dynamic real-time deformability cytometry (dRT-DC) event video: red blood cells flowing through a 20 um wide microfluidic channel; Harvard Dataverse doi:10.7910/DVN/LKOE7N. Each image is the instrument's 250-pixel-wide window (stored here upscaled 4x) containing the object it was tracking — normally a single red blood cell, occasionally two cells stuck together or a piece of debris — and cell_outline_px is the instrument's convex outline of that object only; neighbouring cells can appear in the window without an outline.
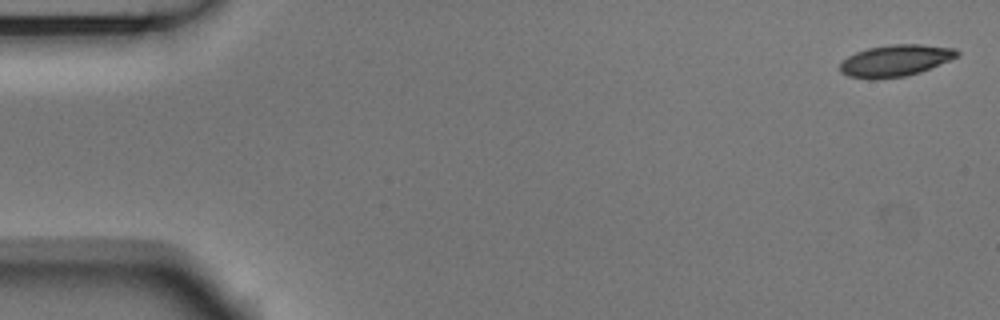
{"species": "Egyptian fruit bat (a non-hibernating species)", "species_latin": "Rousettus aegyptiacus", "temperature_condition": "room temperature", "stored_images_in_passage": 5, "camera_frame_rate_fps": 3000, "um_per_image_px": 0.085, "animal": {"sex": "male"}, "frame": {"image": 1, "passage_image": 1, "time_ms": 0.0, "image_size_px": [1000, 320], "cell_outline_px": [[960, 56], [920, 72], [904, 76], [876, 80], [868, 80], [848, 76], [840, 72], [840, 64], [848, 56], [856, 52], [868, 48], [892, 44], [920, 44], [956, 48], [960, 52]], "centroid_in_image_um": [76.11, 5.16], "position_along_channel_um": 8.9, "area_um2": 21.79}}
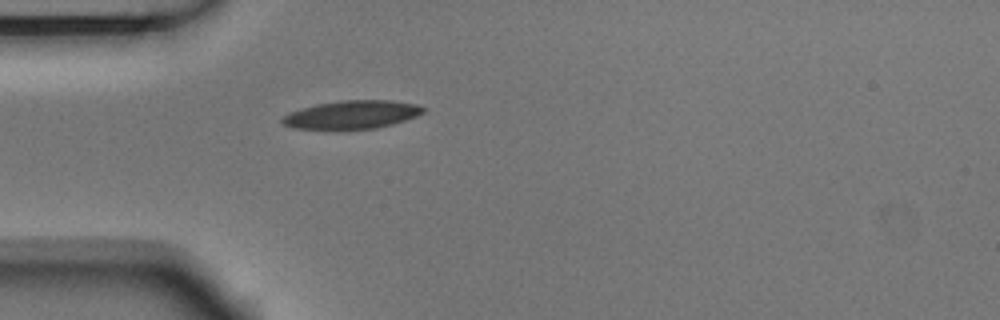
{"frame": {"image": 2, "passage_image": 5, "time_ms": 1.333, "image_size_px": [1000, 320], "cell_outline_px": [[424, 112], [416, 116], [392, 124], [376, 128], [328, 132], [292, 128], [284, 124], [280, 120], [288, 112], [320, 104], [344, 100], [388, 100], [416, 104], [424, 108]], "centroid_in_image_um": [29.84, 9.8], "position_along_channel_um": 55.2, "area_um2": 23.76}}